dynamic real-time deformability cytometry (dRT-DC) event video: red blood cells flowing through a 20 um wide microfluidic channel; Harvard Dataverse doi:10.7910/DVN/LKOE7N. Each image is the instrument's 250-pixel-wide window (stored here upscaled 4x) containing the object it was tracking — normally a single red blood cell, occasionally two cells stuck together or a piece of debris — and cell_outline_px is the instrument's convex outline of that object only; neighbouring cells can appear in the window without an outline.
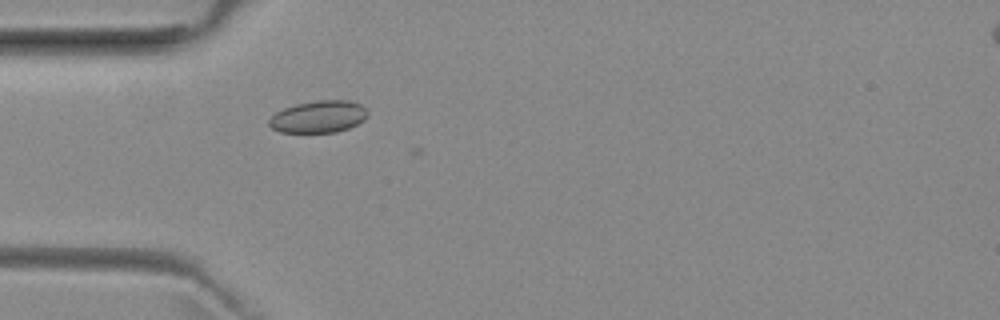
{"species": "common noctule bat (a hibernating species)", "species_latin": "Nyctalus noctula", "temperature_condition": "room temperature", "stored_images_in_passage": 46, "camera_frame_rate_fps": 3000, "um_per_image_px": 0.085, "animal": {"sex": "female", "body_mass_g": 29.2, "forearm_length_mm": 56.3}, "frame": {"image": 1, "passage_image": 13, "time_ms": 4.0, "image_size_px": [1000, 320], "cell_outline_px": [[368, 116], [364, 120], [348, 128], [336, 132], [280, 132], [272, 128], [268, 124], [268, 120], [276, 112], [284, 108], [296, 104], [316, 100], [348, 100], [360, 104], [368, 112]], "centroid_in_image_um": [27.07, 9.91], "position_along_channel_um": 57.9, "area_um2": 18.38}}
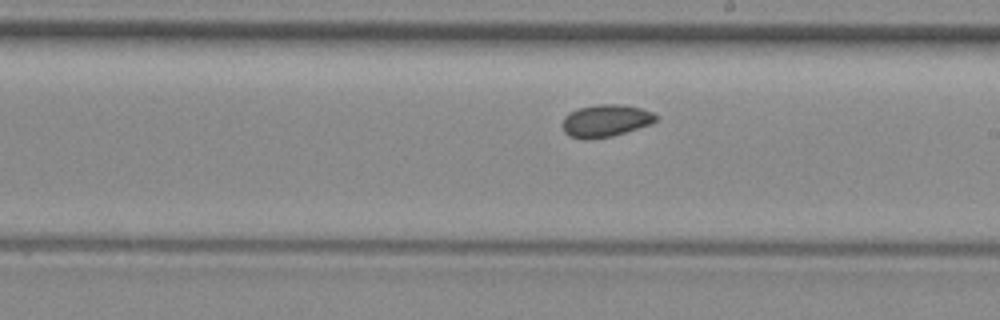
{"frame": {"image": 2, "passage_image": 27, "time_ms": 8.667, "image_size_px": [1000, 320], "cell_outline_px": [[656, 120], [652, 124], [612, 136], [568, 136], [564, 132], [564, 116], [580, 108], [596, 104], [620, 104], [640, 108], [652, 112], [656, 116]], "centroid_in_image_um": [51.54, 10.22], "position_along_channel_um": 237.5, "area_um2": 16.82}}
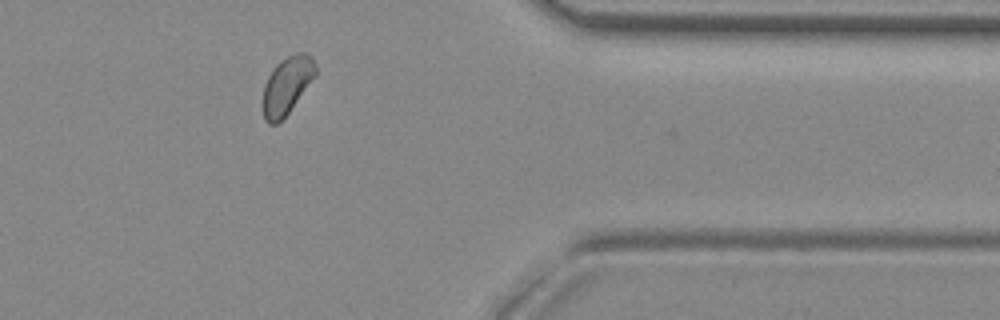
{"frame": {"image": 3, "passage_image": 40, "time_ms": 13.0, "image_size_px": [1000, 320], "cell_outline_px": [[316, 76], [288, 112], [276, 124], [268, 124], [264, 120], [264, 84], [272, 68], [280, 60], [296, 52], [308, 52], [312, 56], [316, 64]], "centroid_in_image_um": [24.41, 7.2], "position_along_channel_um": 387.0, "area_um2": 17.57}, "authors_computed_cell_mechanics": {"area_um2": 17.4267, "velocity_mm_per_s": 3.9259, "shape_relaxation_time_tau1_ms": null, "shape_relaxation_time_tau2_ms": 3.28, "deformation_change_tau1": null, "deformation_change_tau2": 0.0634}}